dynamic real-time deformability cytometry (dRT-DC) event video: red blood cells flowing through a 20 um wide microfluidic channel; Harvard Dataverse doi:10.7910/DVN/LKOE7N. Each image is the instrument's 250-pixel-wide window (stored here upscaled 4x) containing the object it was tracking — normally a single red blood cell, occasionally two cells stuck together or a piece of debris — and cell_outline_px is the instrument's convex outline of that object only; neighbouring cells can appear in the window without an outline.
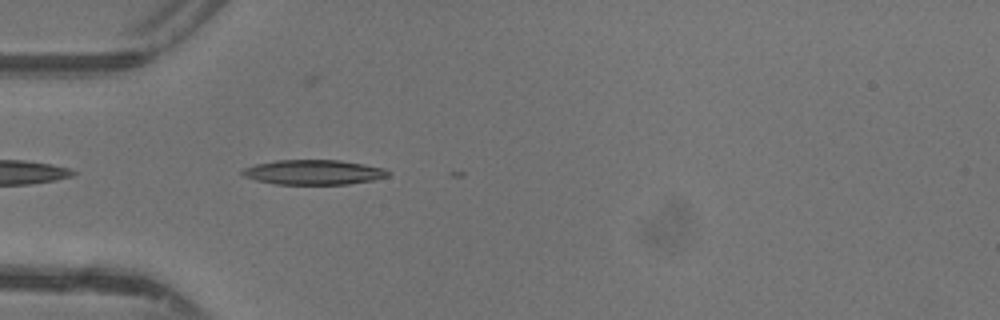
{"species": "common noctule bat (a hibernating species)", "species_latin": "Nyctalus noctula", "temperature_condition": "warm", "stored_images_in_passage": 4, "camera_frame_rate_fps": 3000, "um_per_image_px": 0.085, "animal": {"sex": "female"}, "frame": {"image": 1, "passage_image": 3, "time_ms": 0.667, "image_size_px": [1000, 320], "cell_outline_px": [[392, 172], [388, 176], [372, 180], [348, 184], [276, 184], [256, 180], [244, 176], [240, 172], [244, 168], [256, 164], [276, 160], [340, 160], [364, 164], [384, 168]], "centroid_in_image_um": [26.67, 14.63], "position_along_channel_um": 58.3, "area_um2": 21.04}}